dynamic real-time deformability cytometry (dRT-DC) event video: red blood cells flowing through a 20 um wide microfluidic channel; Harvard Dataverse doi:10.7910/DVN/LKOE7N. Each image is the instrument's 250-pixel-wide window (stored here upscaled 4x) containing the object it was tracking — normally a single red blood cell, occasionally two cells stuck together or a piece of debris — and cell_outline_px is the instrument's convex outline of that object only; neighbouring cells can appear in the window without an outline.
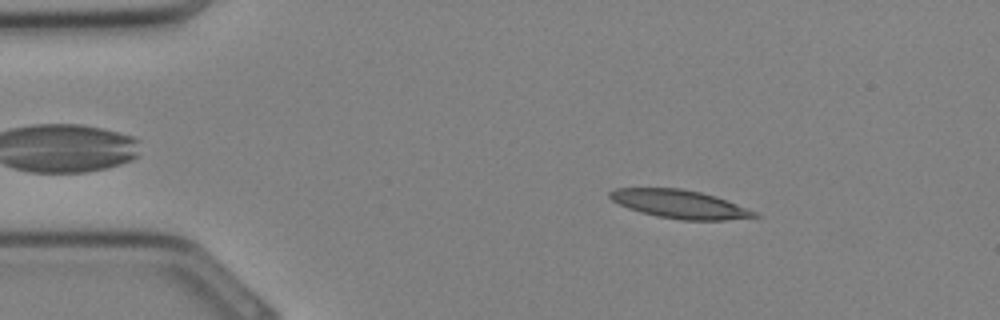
{"species": "Egyptian fruit bat (a non-hibernating species)", "species_latin": "Rousettus aegyptiacus", "temperature_condition": "cold", "stored_images_in_passage": 32, "camera_frame_rate_fps": 3000, "um_per_image_px": 0.085, "animal": {"sex": "female"}, "frame": {"image": 1, "passage_image": 5, "time_ms": 1.333, "image_size_px": [1000, 320], "cell_outline_px": [[760, 216], [724, 220], [684, 220], [656, 216], [640, 212], [628, 208], [612, 200], [608, 196], [608, 192], [616, 188], [680, 188], [700, 192], [716, 196], [756, 212]], "centroid_in_image_um": [57.74, 17.34], "position_along_channel_um": 27.3, "area_um2": 23.7}}
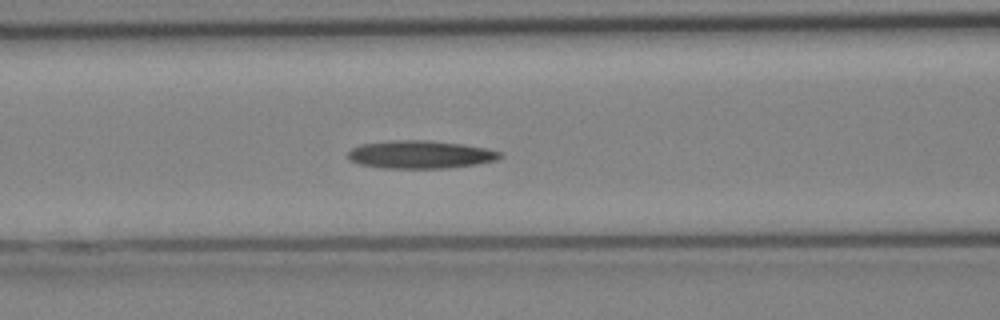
{"frame": {"image": 2, "passage_image": 13, "time_ms": 4.0, "image_size_px": [1000, 320], "cell_outline_px": [[500, 156], [496, 160], [476, 164], [444, 168], [384, 168], [360, 164], [352, 160], [348, 156], [348, 152], [352, 148], [360, 144], [388, 140], [432, 140], [460, 144], [484, 148], [500, 152]], "centroid_in_image_um": [35.68, 13.12], "position_along_channel_um": 130.9, "area_um2": 24.51}}
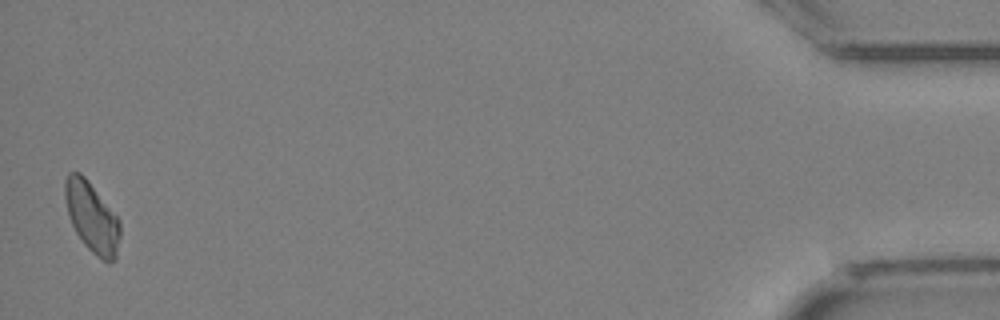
{"frame": {"image": 3, "passage_image": 32, "time_ms": 10.333, "image_size_px": [1000, 320], "cell_outline_px": [[120, 236], [116, 260], [108, 264], [96, 256], [84, 244], [76, 232], [72, 224], [68, 212], [64, 196], [64, 180], [68, 172], [80, 172], [88, 180], [120, 220]], "centroid_in_image_um": [7.82, 18.48], "position_along_channel_um": 427.4, "area_um2": 22.66}}